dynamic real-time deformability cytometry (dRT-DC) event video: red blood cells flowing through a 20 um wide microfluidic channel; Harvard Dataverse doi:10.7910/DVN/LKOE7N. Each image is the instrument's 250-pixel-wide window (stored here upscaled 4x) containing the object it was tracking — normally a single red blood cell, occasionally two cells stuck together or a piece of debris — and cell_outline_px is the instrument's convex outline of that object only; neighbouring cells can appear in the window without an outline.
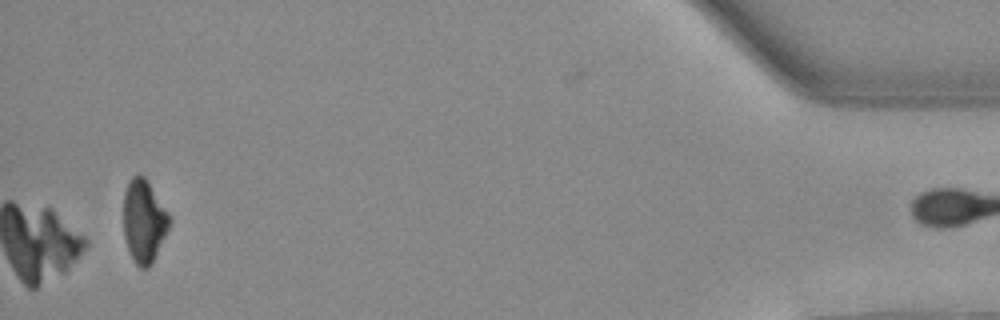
{"species": "Egyptian fruit bat (a non-hibernating species)", "species_latin": "Rousettus aegyptiacus", "temperature_condition": "warm", "stored_images_in_passage": 34, "camera_frame_rate_fps": 3000, "um_per_image_px": 0.085, "animal": {"sex": "female"}, "frame": {"image": 1, "passage_image": 34, "time_ms": 11.0, "image_size_px": [1000, 320], "cell_outline_px": [[172, 220], [152, 264], [148, 268], [140, 268], [136, 264], [128, 248], [124, 236], [124, 192], [132, 176], [136, 172], [140, 172], [144, 176], [168, 212]], "centroid_in_image_um": [12.23, 18.77], "position_along_channel_um": 423.0, "area_um2": 22.08}}